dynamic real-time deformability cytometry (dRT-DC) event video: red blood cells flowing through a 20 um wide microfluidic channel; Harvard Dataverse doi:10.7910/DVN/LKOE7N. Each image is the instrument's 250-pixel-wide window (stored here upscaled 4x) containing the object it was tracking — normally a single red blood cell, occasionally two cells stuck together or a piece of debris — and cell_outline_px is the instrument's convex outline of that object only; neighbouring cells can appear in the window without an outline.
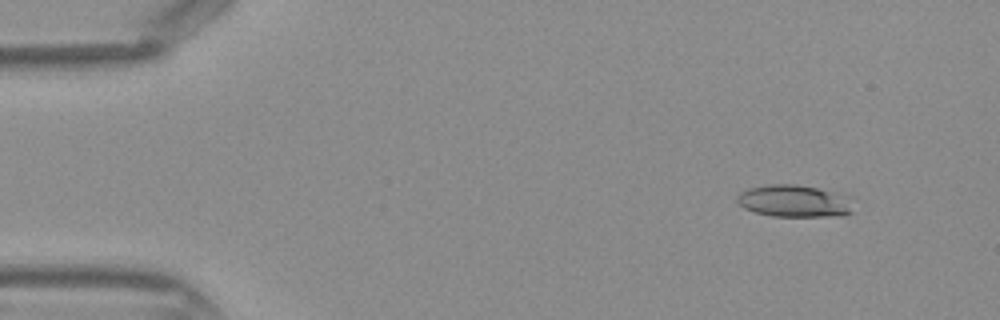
{"species": "Egyptian fruit bat (a non-hibernating species)", "species_latin": "Rousettus aegyptiacus", "temperature_condition": "warm", "stored_images_in_passage": 44, "camera_frame_rate_fps": 3000, "um_per_image_px": 0.085, "frame": {"image": 1, "passage_image": 5, "time_ms": 1.333, "image_size_px": [1000, 320], "cell_outline_px": [[852, 212], [844, 216], [772, 216], [756, 212], [744, 208], [736, 200], [736, 196], [740, 192], [748, 188], [768, 184], [796, 184], [816, 188], [852, 196]], "centroid_in_image_um": [67.54, 17.08], "position_along_channel_um": 17.5, "area_um2": 21.96}}
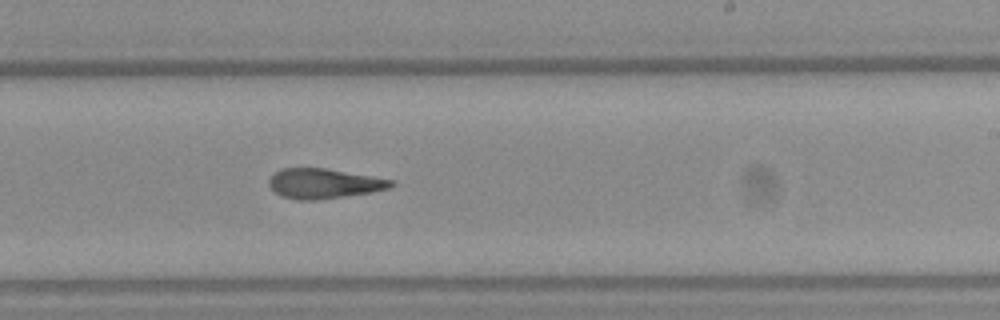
{"frame": {"image": 2, "passage_image": 27, "time_ms": 8.667, "image_size_px": [1000, 320], "cell_outline_px": [[396, 184], [388, 188], [372, 192], [320, 200], [300, 200], [280, 196], [268, 184], [268, 180], [280, 168], [324, 168], [392, 180]], "centroid_in_image_um": [27.5, 15.61], "position_along_channel_um": 261.5, "area_um2": 21.1}}
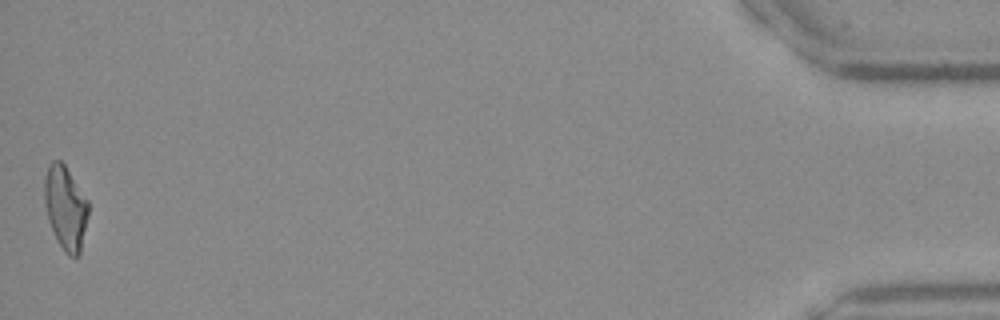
{"frame": {"image": 3, "passage_image": 44, "time_ms": 14.333, "image_size_px": [1000, 320], "cell_outline_px": [[88, 216], [80, 252], [76, 256], [68, 256], [64, 252], [48, 220], [44, 200], [44, 176], [48, 164], [52, 160], [60, 160], [64, 164], [88, 200]], "centroid_in_image_um": [5.56, 17.62], "position_along_channel_um": 429.6, "area_um2": 21.27}}